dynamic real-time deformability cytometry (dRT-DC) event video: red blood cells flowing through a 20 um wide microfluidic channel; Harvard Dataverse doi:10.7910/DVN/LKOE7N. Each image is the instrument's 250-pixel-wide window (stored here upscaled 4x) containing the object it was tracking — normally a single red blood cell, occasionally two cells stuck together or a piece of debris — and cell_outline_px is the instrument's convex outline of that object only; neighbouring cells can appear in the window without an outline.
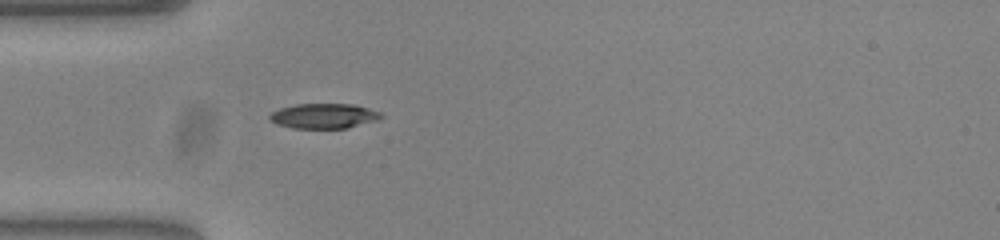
{"species": "common noctule bat (a hibernating species)", "species_latin": "Nyctalus noctula", "temperature_condition": "warm", "stored_images_in_passage": 39, "camera_frame_rate_fps": 3000, "um_per_image_px": 0.085, "animal": {"sex": "female", "body_mass_g": 23.0, "forearm_length_mm": 53.4}, "frame": {"image": 1, "passage_image": 1, "time_ms": 0.0, "image_size_px": [1000, 240], "cell_outline_px": [[384, 116], [380, 120], [348, 128], [292, 128], [268, 120], [268, 116], [272, 112], [280, 108], [296, 104], [352, 104], [368, 108], [380, 112]], "centroid_in_image_um": [27.56, 9.86], "position_along_channel_um": 57.4, "area_um2": 16.3}}
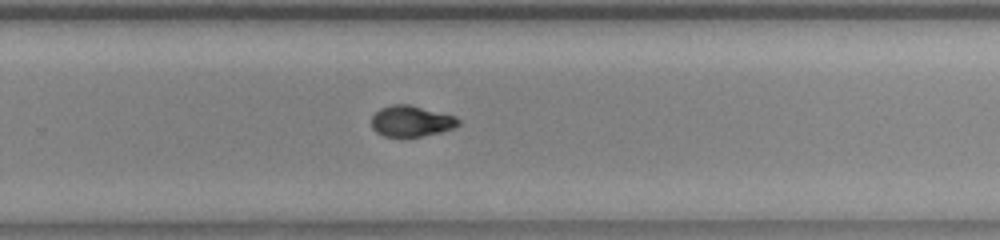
{"frame": {"image": 2, "passage_image": 20, "time_ms": 6.333, "image_size_px": [1000, 240], "cell_outline_px": [[460, 124], [456, 128], [440, 132], [420, 136], [384, 136], [376, 132], [372, 128], [372, 116], [380, 108], [392, 104], [408, 104], [456, 116], [460, 120]], "centroid_in_image_um": [34.97, 10.29], "position_along_channel_um": 294.8, "area_um2": 15.66}}
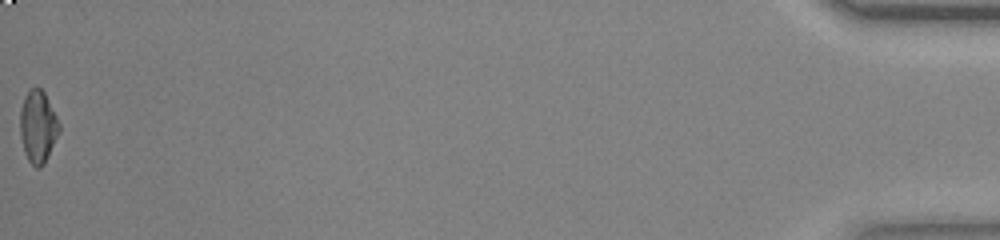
{"frame": {"image": 3, "passage_image": 39, "time_ms": 12.667, "image_size_px": [1000, 240], "cell_outline_px": [[60, 132], [44, 164], [40, 168], [36, 168], [28, 160], [24, 152], [20, 136], [20, 112], [24, 96], [28, 88], [40, 88], [44, 92], [60, 124]], "centroid_in_image_um": [3.22, 10.77], "position_along_channel_um": 432.0, "area_um2": 16.53}, "authors_computed_cell_mechanics": {"area_um2": 16.1262, "velocity_mm_per_s": 3.8075, "shape_relaxation_time_tau1_ms": 4.0828, "shape_relaxation_time_tau2_ms": 7.8612, "deformation_change_tau1": 0.1907, "deformation_change_tau2": 0.054}}